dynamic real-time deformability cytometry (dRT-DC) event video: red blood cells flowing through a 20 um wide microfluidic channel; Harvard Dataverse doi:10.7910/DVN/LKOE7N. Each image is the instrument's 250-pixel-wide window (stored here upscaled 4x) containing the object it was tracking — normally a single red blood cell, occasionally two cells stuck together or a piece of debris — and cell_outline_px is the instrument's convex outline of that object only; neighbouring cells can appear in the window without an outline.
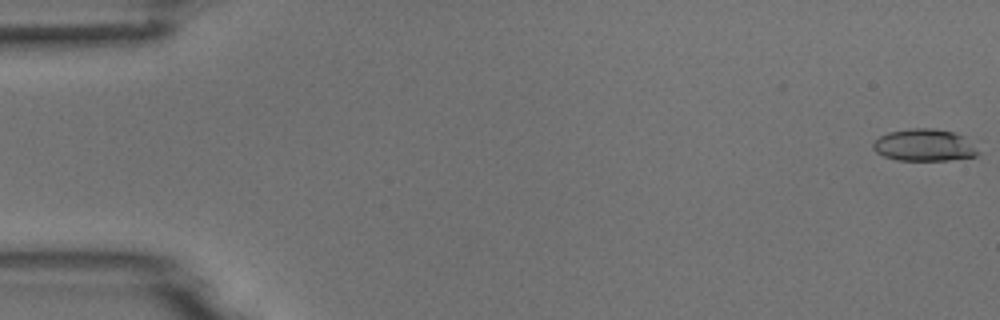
{"species": "common noctule bat (a hibernating species)", "species_latin": "Nyctalus noctula", "temperature_condition": "room temperature", "stored_images_in_passage": 5, "camera_frame_rate_fps": 3000, "um_per_image_px": 0.085, "animal": {"sex": "male", "body_mass_g": 18.8}, "frame": {"image": 1, "passage_image": 1, "time_ms": 0.0, "image_size_px": [1000, 320], "cell_outline_px": [[980, 152], [976, 156], [948, 160], [896, 160], [884, 156], [876, 152], [872, 148], [872, 144], [880, 136], [888, 132], [912, 128], [936, 128], [956, 132], [964, 136]], "centroid_in_image_um": [78.56, 12.33], "position_along_channel_um": 6.4, "area_um2": 19.71}}
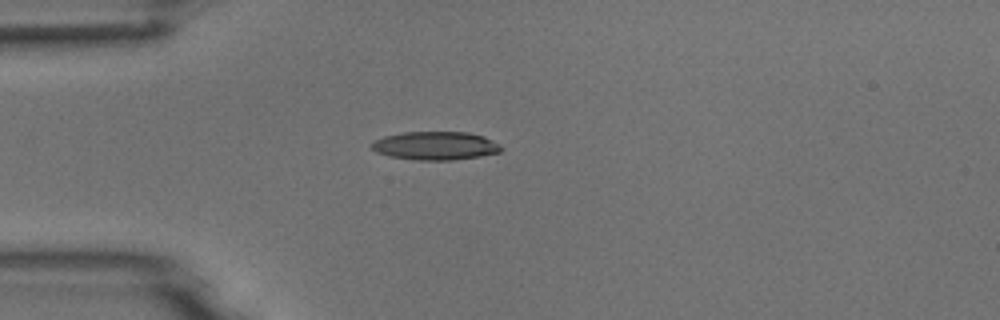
{"frame": {"image": 2, "passage_image": 5, "time_ms": 1.333, "image_size_px": [1000, 320], "cell_outline_px": [[504, 148], [500, 152], [480, 156], [452, 160], [416, 160], [388, 156], [376, 152], [372, 148], [372, 140], [384, 136], [404, 132], [468, 132], [484, 136], [500, 144]], "centroid_in_image_um": [37.01, 12.38], "position_along_channel_um": 48.0, "area_um2": 21.56}}